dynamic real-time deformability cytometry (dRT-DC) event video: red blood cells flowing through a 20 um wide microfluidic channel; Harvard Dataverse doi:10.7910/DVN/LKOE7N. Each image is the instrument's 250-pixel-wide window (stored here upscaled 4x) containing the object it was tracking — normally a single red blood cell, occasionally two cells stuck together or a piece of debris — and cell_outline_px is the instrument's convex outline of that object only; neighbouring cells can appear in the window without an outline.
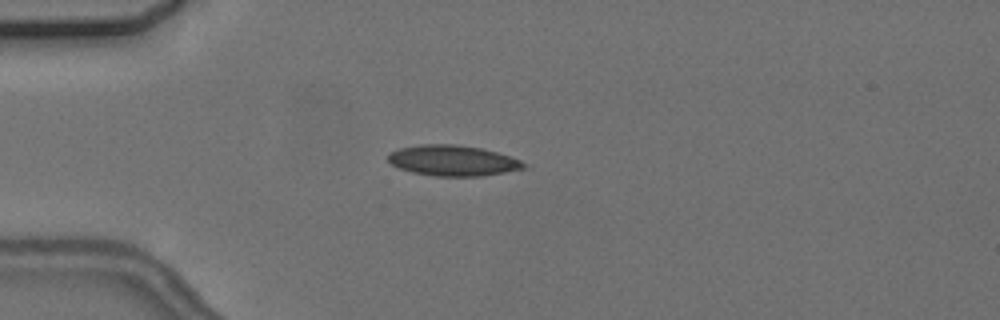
{"species": "common noctule bat (a hibernating species)", "species_latin": "Nyctalus noctula", "temperature_condition": "cold", "stored_images_in_passage": 4, "camera_frame_rate_fps": 3000, "um_per_image_px": 0.085, "animal": {"sex": "female", "body_mass_g": 24.6, "forearm_length_mm": 56.2}, "frame": {"image": 1, "passage_image": 2, "time_ms": 1.0, "image_size_px": [1000, 320], "cell_outline_px": [[532, 168], [480, 176], [436, 176], [412, 172], [400, 168], [392, 164], [388, 160], [388, 156], [392, 152], [400, 148], [420, 144], [452, 144], [480, 148], [496, 152], [520, 160], [528, 164]], "centroid_in_image_um": [38.56, 13.66], "position_along_channel_um": 46.4, "area_um2": 24.16}}
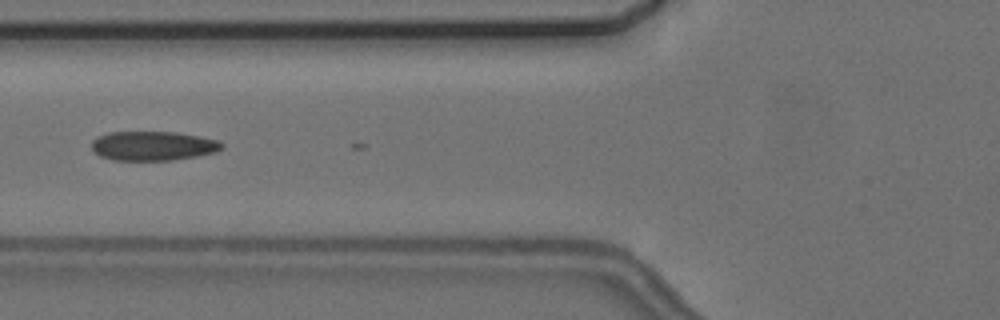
{"frame": {"image": 2, "passage_image": 4, "time_ms": 3.333, "image_size_px": [1000, 320], "cell_outline_px": [[224, 148], [216, 152], [196, 156], [172, 160], [112, 160], [100, 156], [92, 152], [92, 140], [96, 136], [108, 132], [176, 132], [200, 136], [220, 140], [224, 144]], "centroid_in_image_um": [13.0, 12.39], "position_along_channel_um": 112.8, "area_um2": 22.54}}